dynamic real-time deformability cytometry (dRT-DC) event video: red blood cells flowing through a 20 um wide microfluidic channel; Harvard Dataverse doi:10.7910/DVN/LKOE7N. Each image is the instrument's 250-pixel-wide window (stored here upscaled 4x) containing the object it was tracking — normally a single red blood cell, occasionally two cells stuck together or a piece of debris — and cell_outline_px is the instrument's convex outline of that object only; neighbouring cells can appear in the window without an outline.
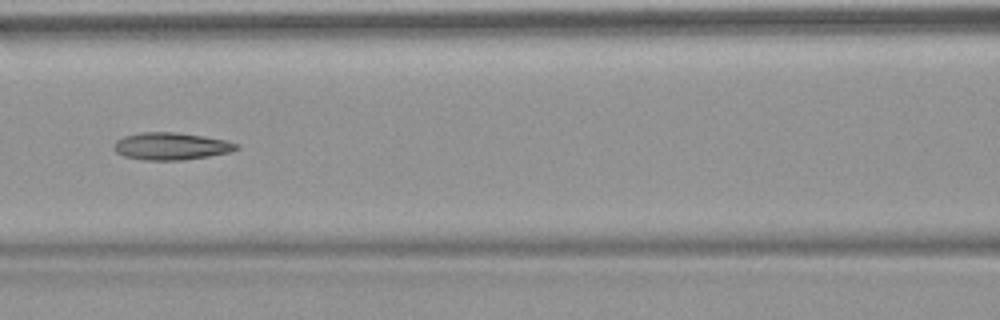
{"species": "common noctule bat (a hibernating species)", "species_latin": "Nyctalus noctula", "temperature_condition": "warm", "stored_images_in_passage": 52, "camera_frame_rate_fps": 3000, "um_per_image_px": 0.085, "animal": {"sex": "female", "body_mass_g": 18.4}, "frame": {"image": 1, "passage_image": 23, "time_ms": 7.333, "image_size_px": [1000, 320], "cell_outline_px": [[240, 148], [228, 152], [208, 156], [184, 160], [144, 160], [124, 156], [116, 152], [112, 148], [112, 144], [116, 140], [124, 136], [140, 132], [176, 132], [204, 136], [228, 140], [240, 144]], "centroid_in_image_um": [14.53, 12.42], "position_along_channel_um": 152.1, "area_um2": 19.71}, "authors_computed_cell_mechanics": {"area_um2": 19.7676, "velocity_mm_per_s": 3.8349, "shape_relaxation_time_tau1_ms": null, "shape_relaxation_time_tau2_ms": 4.814, "deformation_change_tau1": null, "deformation_change_tau2": 0.1394}}